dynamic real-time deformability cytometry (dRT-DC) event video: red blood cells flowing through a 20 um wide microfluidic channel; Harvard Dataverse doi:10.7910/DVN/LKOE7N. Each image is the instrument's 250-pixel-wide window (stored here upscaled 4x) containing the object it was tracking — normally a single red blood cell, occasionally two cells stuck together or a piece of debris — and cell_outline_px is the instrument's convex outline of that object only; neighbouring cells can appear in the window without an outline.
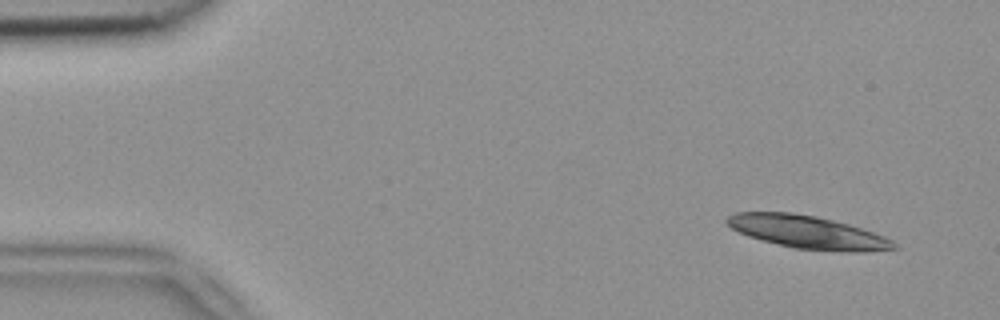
{"species": "common noctule bat (a hibernating species)", "species_latin": "Nyctalus noctula", "temperature_condition": "room temperature", "stored_images_in_passage": 5, "camera_frame_rate_fps": 3000, "um_per_image_px": 0.085, "animal": {"sex": "female", "body_mass_g": 18.4}, "frame": {"image": 1, "passage_image": 1, "time_ms": 0.0, "image_size_px": [1000, 320], "cell_outline_px": [[900, 248], [864, 252], [848, 252], [796, 248], [748, 236], [732, 228], [724, 220], [728, 216], [736, 212], [792, 212], [816, 216], [848, 224], [884, 236], [892, 240]], "centroid_in_image_um": [68.67, 19.73], "position_along_channel_um": 16.3, "area_um2": 31.67}}
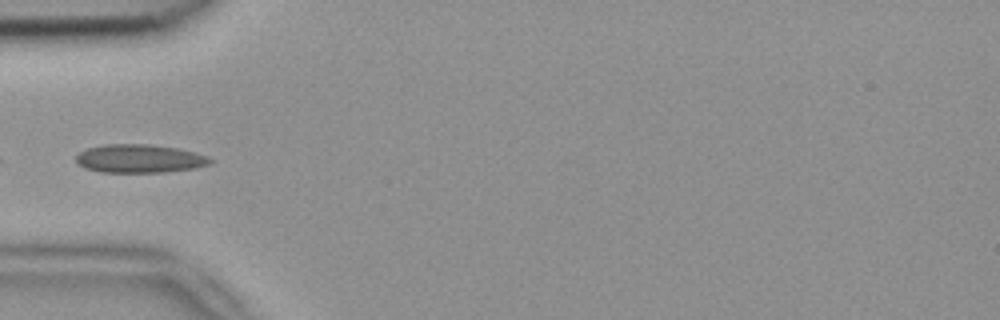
{"frame": {"image": 2, "passage_image": 4, "time_ms": 1.0, "image_size_px": [1000, 320], "cell_outline_px": [[216, 160], [212, 164], [196, 168], [164, 172], [100, 172], [84, 168], [76, 164], [76, 156], [80, 152], [88, 148], [104, 144], [148, 144], [176, 148], [196, 152], [208, 156]], "centroid_in_image_um": [11.9, 13.48], "position_along_channel_um": 73.1, "area_um2": 22.48}}